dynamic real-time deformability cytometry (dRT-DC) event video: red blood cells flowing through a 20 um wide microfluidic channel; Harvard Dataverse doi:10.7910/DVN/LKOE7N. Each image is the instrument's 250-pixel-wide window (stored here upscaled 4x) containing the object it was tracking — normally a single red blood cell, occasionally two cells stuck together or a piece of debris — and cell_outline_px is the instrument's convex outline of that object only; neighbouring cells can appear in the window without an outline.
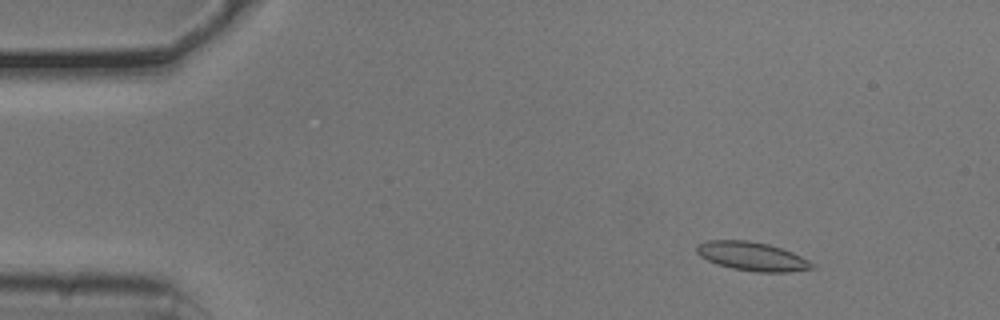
{"species": "common noctule bat (a hibernating species)", "species_latin": "Nyctalus noctula", "temperature_condition": "cold", "stored_images_in_passage": 54, "camera_frame_rate_fps": 3000, "um_per_image_px": 0.085, "animal": {"sex": "male", "body_mass_g": 20.5, "forearm_length_mm": 52.5}, "frame": {"image": 1, "passage_image": 7, "time_ms": 2.0, "image_size_px": [1000, 320], "cell_outline_px": [[816, 268], [788, 272], [756, 272], [732, 268], [716, 264], [700, 256], [696, 252], [696, 244], [708, 240], [748, 240], [768, 244], [792, 252], [816, 264]], "centroid_in_image_um": [63.93, 21.79], "position_along_channel_um": 21.1, "area_um2": 19.42}}
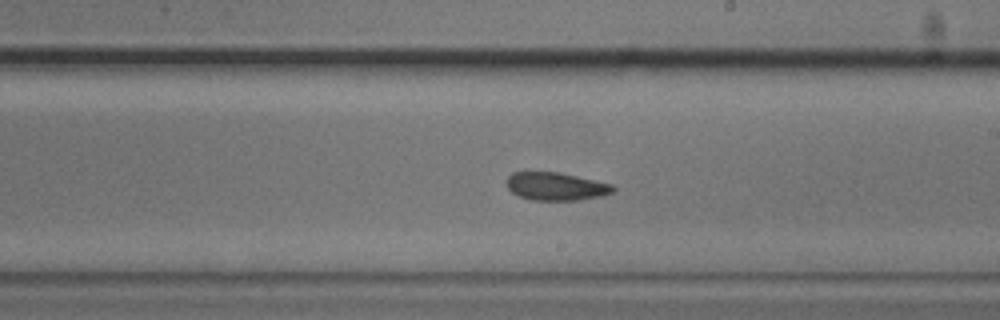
{"frame": {"image": 2, "passage_image": 31, "time_ms": 10.0, "image_size_px": [1000, 320], "cell_outline_px": [[616, 188], [612, 192], [604, 196], [580, 200], [532, 200], [520, 196], [512, 192], [508, 188], [508, 176], [512, 172], [560, 172], [612, 184]], "centroid_in_image_um": [47.3, 15.84], "position_along_channel_um": 241.7, "area_um2": 17.34}}
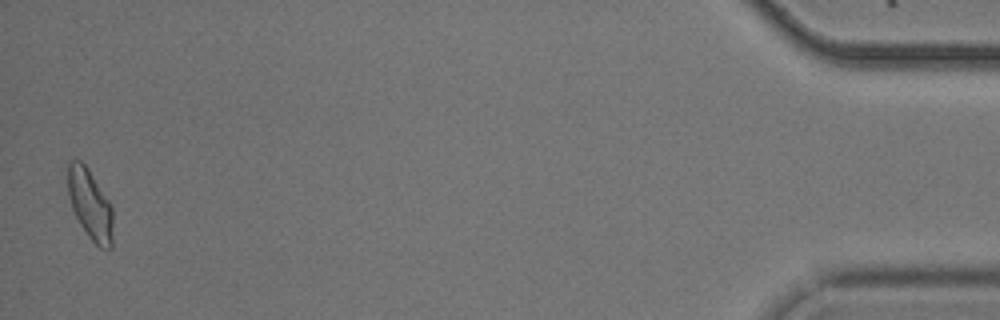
{"frame": {"image": 3, "passage_image": 53, "time_ms": 17.333, "image_size_px": [1000, 320], "cell_outline_px": [[112, 248], [100, 248], [88, 236], [80, 224], [72, 208], [68, 196], [68, 164], [72, 160], [80, 160], [88, 168], [112, 204]], "centroid_in_image_um": [7.67, 17.37], "position_along_channel_um": 427.5, "area_um2": 18.44}, "authors_computed_cell_mechanics": {"area_um2": 18.0914, "velocity_mm_per_s": 3.7803, "shape_relaxation_time_tau1_ms": null, "shape_relaxation_time_tau2_ms": 5.1772, "deformation_change_tau1": null, "deformation_change_tau2": 0.1209}}